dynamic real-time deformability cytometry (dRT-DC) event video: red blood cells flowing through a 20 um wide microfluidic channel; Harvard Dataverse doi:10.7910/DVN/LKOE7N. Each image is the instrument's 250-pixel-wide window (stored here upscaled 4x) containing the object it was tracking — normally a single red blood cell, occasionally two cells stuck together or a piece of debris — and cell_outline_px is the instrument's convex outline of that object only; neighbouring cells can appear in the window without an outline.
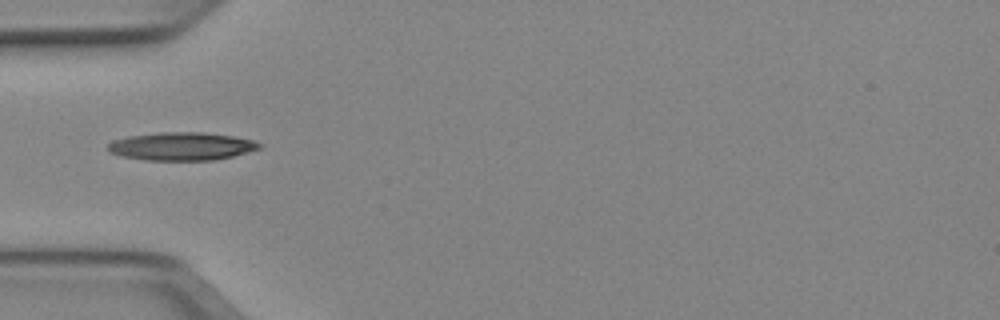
{"species": "Egyptian fruit bat (a non-hibernating species)", "species_latin": "Rousettus aegyptiacus", "temperature_condition": "cold", "stored_images_in_passage": 6, "camera_frame_rate_fps": 3000, "um_per_image_px": 0.085, "animal": {"sex": "female"}, "frame": {"image": 1, "passage_image": 6, "time_ms": 1.667, "image_size_px": [1000, 320], "cell_outline_px": [[264, 144], [260, 148], [248, 152], [216, 160], [144, 160], [120, 156], [108, 152], [108, 144], [112, 140], [128, 136], [160, 132], [204, 132], [232, 136], [252, 140]], "centroid_in_image_um": [15.41, 12.43], "position_along_channel_um": 69.6, "area_um2": 24.91}}